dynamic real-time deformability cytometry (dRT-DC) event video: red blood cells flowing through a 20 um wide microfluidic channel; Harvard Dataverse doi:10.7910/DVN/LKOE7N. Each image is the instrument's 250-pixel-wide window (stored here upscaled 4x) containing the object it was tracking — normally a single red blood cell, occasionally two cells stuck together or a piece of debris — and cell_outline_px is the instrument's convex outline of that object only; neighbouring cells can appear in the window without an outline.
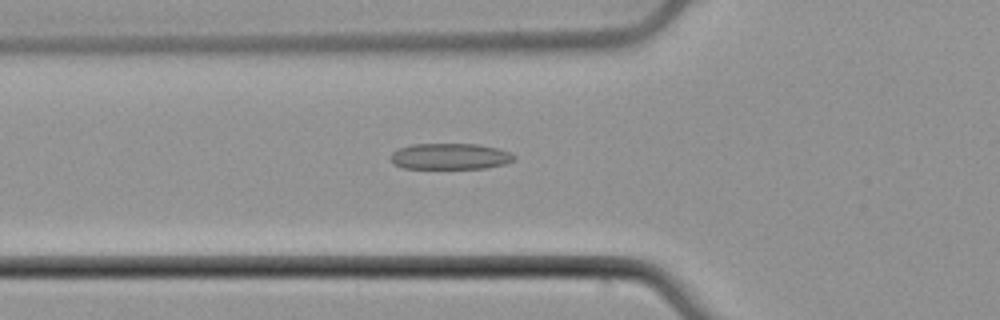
{"species": "common noctule bat (a hibernating species)", "species_latin": "Nyctalus noctula", "temperature_condition": "cold", "stored_images_in_passage": 38, "camera_frame_rate_fps": 3000, "um_per_image_px": 0.085, "animal": {"sex": "male", "body_mass_g": 21.5, "forearm_length_mm": 52.0}, "frame": {"image": 1, "passage_image": 4, "time_ms": 1.0, "image_size_px": [1000, 320], "cell_outline_px": [[516, 156], [512, 160], [504, 164], [484, 168], [404, 168], [392, 164], [388, 156], [392, 152], [400, 148], [412, 144], [476, 144], [496, 148], [508, 152]], "centroid_in_image_um": [38.18, 13.29], "position_along_channel_um": 87.6, "area_um2": 18.67}}
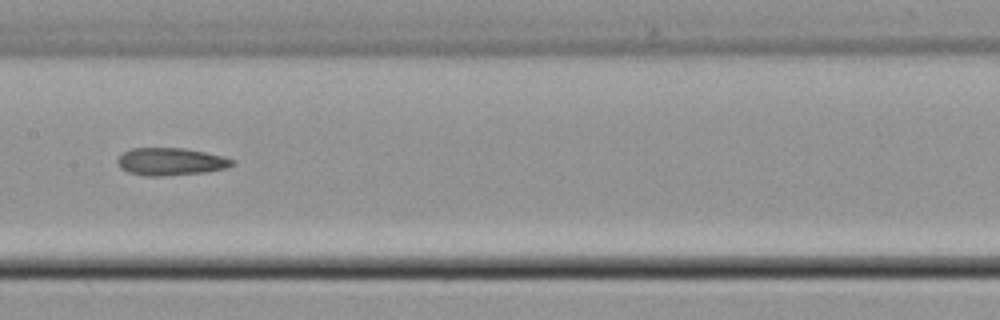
{"frame": {"image": 2, "passage_image": 12, "time_ms": 3.667, "image_size_px": [1000, 320], "cell_outline_px": [[236, 160], [232, 164], [224, 168], [204, 172], [160, 176], [144, 176], [128, 172], [120, 168], [116, 160], [124, 152], [132, 148], [184, 148], [204, 152]], "centroid_in_image_um": [14.45, 13.74], "position_along_channel_um": 192.9, "area_um2": 18.15}}
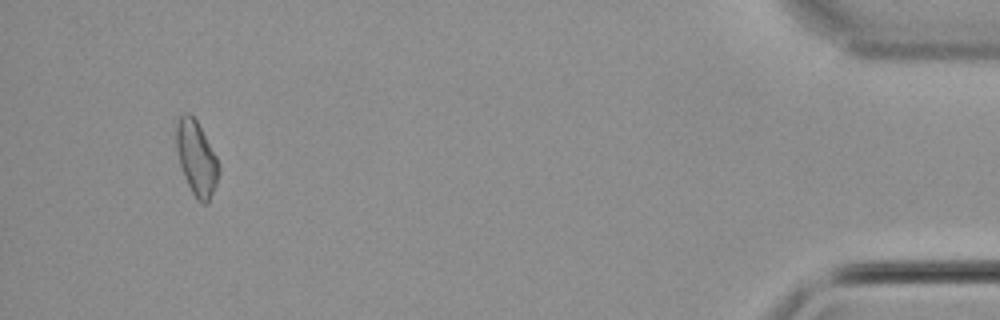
{"frame": {"image": 3, "passage_image": 35, "time_ms": 11.333, "image_size_px": [1000, 320], "cell_outline_px": [[220, 172], [216, 184], [208, 204], [200, 204], [196, 200], [184, 176], [180, 164], [176, 148], [176, 116], [184, 112], [188, 112], [196, 120], [216, 156], [220, 168]], "centroid_in_image_um": [16.69, 13.44], "position_along_channel_um": 418.5, "area_um2": 18.55}}